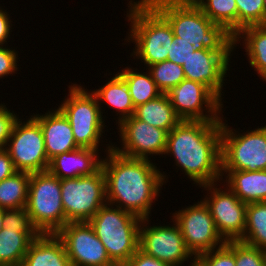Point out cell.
<instances>
[{"label": "cell", "mask_w": 266, "mask_h": 266, "mask_svg": "<svg viewBox=\"0 0 266 266\" xmlns=\"http://www.w3.org/2000/svg\"><path fill=\"white\" fill-rule=\"evenodd\" d=\"M147 1L169 22L179 42L190 43L195 50L235 51L234 36L222 25L212 22L194 2Z\"/></svg>", "instance_id": "obj_3"}, {"label": "cell", "mask_w": 266, "mask_h": 266, "mask_svg": "<svg viewBox=\"0 0 266 266\" xmlns=\"http://www.w3.org/2000/svg\"><path fill=\"white\" fill-rule=\"evenodd\" d=\"M17 170L7 150L0 149V181L12 176Z\"/></svg>", "instance_id": "obj_40"}, {"label": "cell", "mask_w": 266, "mask_h": 266, "mask_svg": "<svg viewBox=\"0 0 266 266\" xmlns=\"http://www.w3.org/2000/svg\"><path fill=\"white\" fill-rule=\"evenodd\" d=\"M245 231L239 240L266 251V201L246 206Z\"/></svg>", "instance_id": "obj_28"}, {"label": "cell", "mask_w": 266, "mask_h": 266, "mask_svg": "<svg viewBox=\"0 0 266 266\" xmlns=\"http://www.w3.org/2000/svg\"><path fill=\"white\" fill-rule=\"evenodd\" d=\"M105 145L107 149L103 152L107 156L102 157L101 168L107 203L142 219L149 218L153 203L168 182V175L161 172L152 159L126 157L112 149L113 143Z\"/></svg>", "instance_id": "obj_1"}, {"label": "cell", "mask_w": 266, "mask_h": 266, "mask_svg": "<svg viewBox=\"0 0 266 266\" xmlns=\"http://www.w3.org/2000/svg\"><path fill=\"white\" fill-rule=\"evenodd\" d=\"M5 103L0 104V149L6 147L7 141L12 133L14 124L19 115L6 107Z\"/></svg>", "instance_id": "obj_34"}, {"label": "cell", "mask_w": 266, "mask_h": 266, "mask_svg": "<svg viewBox=\"0 0 266 266\" xmlns=\"http://www.w3.org/2000/svg\"><path fill=\"white\" fill-rule=\"evenodd\" d=\"M3 225L9 228H35L31 223L26 208L3 209Z\"/></svg>", "instance_id": "obj_36"}, {"label": "cell", "mask_w": 266, "mask_h": 266, "mask_svg": "<svg viewBox=\"0 0 266 266\" xmlns=\"http://www.w3.org/2000/svg\"><path fill=\"white\" fill-rule=\"evenodd\" d=\"M56 235L62 240L71 266L113 263L89 222H69Z\"/></svg>", "instance_id": "obj_16"}, {"label": "cell", "mask_w": 266, "mask_h": 266, "mask_svg": "<svg viewBox=\"0 0 266 266\" xmlns=\"http://www.w3.org/2000/svg\"><path fill=\"white\" fill-rule=\"evenodd\" d=\"M30 117V118H29ZM26 121L18 118L5 149L17 171L29 173L46 171L49 160L40 124L30 115Z\"/></svg>", "instance_id": "obj_10"}, {"label": "cell", "mask_w": 266, "mask_h": 266, "mask_svg": "<svg viewBox=\"0 0 266 266\" xmlns=\"http://www.w3.org/2000/svg\"><path fill=\"white\" fill-rule=\"evenodd\" d=\"M237 6V33L245 27L266 25L263 0H235Z\"/></svg>", "instance_id": "obj_31"}, {"label": "cell", "mask_w": 266, "mask_h": 266, "mask_svg": "<svg viewBox=\"0 0 266 266\" xmlns=\"http://www.w3.org/2000/svg\"><path fill=\"white\" fill-rule=\"evenodd\" d=\"M18 52L10 46H0V79L8 77V75L17 74L19 70ZM18 69V70H17Z\"/></svg>", "instance_id": "obj_35"}, {"label": "cell", "mask_w": 266, "mask_h": 266, "mask_svg": "<svg viewBox=\"0 0 266 266\" xmlns=\"http://www.w3.org/2000/svg\"><path fill=\"white\" fill-rule=\"evenodd\" d=\"M126 266H171L138 249L126 263Z\"/></svg>", "instance_id": "obj_38"}, {"label": "cell", "mask_w": 266, "mask_h": 266, "mask_svg": "<svg viewBox=\"0 0 266 266\" xmlns=\"http://www.w3.org/2000/svg\"><path fill=\"white\" fill-rule=\"evenodd\" d=\"M99 151L79 147L59 154L50 160L47 170L60 180L92 175L101 168L103 158Z\"/></svg>", "instance_id": "obj_19"}, {"label": "cell", "mask_w": 266, "mask_h": 266, "mask_svg": "<svg viewBox=\"0 0 266 266\" xmlns=\"http://www.w3.org/2000/svg\"><path fill=\"white\" fill-rule=\"evenodd\" d=\"M171 217L179 226L185 245L195 258L226 243L218 233L210 210L202 199L176 210Z\"/></svg>", "instance_id": "obj_12"}, {"label": "cell", "mask_w": 266, "mask_h": 266, "mask_svg": "<svg viewBox=\"0 0 266 266\" xmlns=\"http://www.w3.org/2000/svg\"><path fill=\"white\" fill-rule=\"evenodd\" d=\"M166 94L181 120L221 121L224 116L223 102L199 82L185 78Z\"/></svg>", "instance_id": "obj_14"}, {"label": "cell", "mask_w": 266, "mask_h": 266, "mask_svg": "<svg viewBox=\"0 0 266 266\" xmlns=\"http://www.w3.org/2000/svg\"><path fill=\"white\" fill-rule=\"evenodd\" d=\"M221 174L220 184L225 183L245 204L266 201V170H221Z\"/></svg>", "instance_id": "obj_20"}, {"label": "cell", "mask_w": 266, "mask_h": 266, "mask_svg": "<svg viewBox=\"0 0 266 266\" xmlns=\"http://www.w3.org/2000/svg\"><path fill=\"white\" fill-rule=\"evenodd\" d=\"M40 233L36 228H9L0 230V266H21L30 243Z\"/></svg>", "instance_id": "obj_23"}, {"label": "cell", "mask_w": 266, "mask_h": 266, "mask_svg": "<svg viewBox=\"0 0 266 266\" xmlns=\"http://www.w3.org/2000/svg\"><path fill=\"white\" fill-rule=\"evenodd\" d=\"M170 1H191V2H193L195 0H170Z\"/></svg>", "instance_id": "obj_43"}, {"label": "cell", "mask_w": 266, "mask_h": 266, "mask_svg": "<svg viewBox=\"0 0 266 266\" xmlns=\"http://www.w3.org/2000/svg\"><path fill=\"white\" fill-rule=\"evenodd\" d=\"M241 41L250 66L263 81H266V25L242 28L234 36V49L241 45Z\"/></svg>", "instance_id": "obj_24"}, {"label": "cell", "mask_w": 266, "mask_h": 266, "mask_svg": "<svg viewBox=\"0 0 266 266\" xmlns=\"http://www.w3.org/2000/svg\"><path fill=\"white\" fill-rule=\"evenodd\" d=\"M148 219L143 218L139 228L141 251L171 266H184L186 261L191 264L195 262V257L185 245L179 226L172 218V225L169 223L153 226Z\"/></svg>", "instance_id": "obj_11"}, {"label": "cell", "mask_w": 266, "mask_h": 266, "mask_svg": "<svg viewBox=\"0 0 266 266\" xmlns=\"http://www.w3.org/2000/svg\"><path fill=\"white\" fill-rule=\"evenodd\" d=\"M133 116L167 133L181 121L166 93L135 107Z\"/></svg>", "instance_id": "obj_25"}, {"label": "cell", "mask_w": 266, "mask_h": 266, "mask_svg": "<svg viewBox=\"0 0 266 266\" xmlns=\"http://www.w3.org/2000/svg\"><path fill=\"white\" fill-rule=\"evenodd\" d=\"M4 8L0 7V46H7L8 39H10V34L13 32L11 29L12 26V20L10 19V13L6 11Z\"/></svg>", "instance_id": "obj_39"}, {"label": "cell", "mask_w": 266, "mask_h": 266, "mask_svg": "<svg viewBox=\"0 0 266 266\" xmlns=\"http://www.w3.org/2000/svg\"><path fill=\"white\" fill-rule=\"evenodd\" d=\"M236 266H266V251L235 241Z\"/></svg>", "instance_id": "obj_33"}, {"label": "cell", "mask_w": 266, "mask_h": 266, "mask_svg": "<svg viewBox=\"0 0 266 266\" xmlns=\"http://www.w3.org/2000/svg\"><path fill=\"white\" fill-rule=\"evenodd\" d=\"M31 173L17 171L0 181V209L26 208Z\"/></svg>", "instance_id": "obj_27"}, {"label": "cell", "mask_w": 266, "mask_h": 266, "mask_svg": "<svg viewBox=\"0 0 266 266\" xmlns=\"http://www.w3.org/2000/svg\"><path fill=\"white\" fill-rule=\"evenodd\" d=\"M61 199L67 222H88L107 203L103 169L89 176L61 179Z\"/></svg>", "instance_id": "obj_9"}, {"label": "cell", "mask_w": 266, "mask_h": 266, "mask_svg": "<svg viewBox=\"0 0 266 266\" xmlns=\"http://www.w3.org/2000/svg\"><path fill=\"white\" fill-rule=\"evenodd\" d=\"M193 2L212 22L222 25L233 36L237 34L235 0H195Z\"/></svg>", "instance_id": "obj_29"}, {"label": "cell", "mask_w": 266, "mask_h": 266, "mask_svg": "<svg viewBox=\"0 0 266 266\" xmlns=\"http://www.w3.org/2000/svg\"><path fill=\"white\" fill-rule=\"evenodd\" d=\"M147 69L162 93H167L185 79L183 67L169 60L150 65Z\"/></svg>", "instance_id": "obj_30"}, {"label": "cell", "mask_w": 266, "mask_h": 266, "mask_svg": "<svg viewBox=\"0 0 266 266\" xmlns=\"http://www.w3.org/2000/svg\"><path fill=\"white\" fill-rule=\"evenodd\" d=\"M26 210L40 234H56L68 223L61 199V180L48 170L31 173Z\"/></svg>", "instance_id": "obj_7"}, {"label": "cell", "mask_w": 266, "mask_h": 266, "mask_svg": "<svg viewBox=\"0 0 266 266\" xmlns=\"http://www.w3.org/2000/svg\"><path fill=\"white\" fill-rule=\"evenodd\" d=\"M195 262L199 266H236L235 241H226L219 248L199 254Z\"/></svg>", "instance_id": "obj_32"}, {"label": "cell", "mask_w": 266, "mask_h": 266, "mask_svg": "<svg viewBox=\"0 0 266 266\" xmlns=\"http://www.w3.org/2000/svg\"><path fill=\"white\" fill-rule=\"evenodd\" d=\"M165 154L195 186L221 182V121L181 120L167 134Z\"/></svg>", "instance_id": "obj_2"}, {"label": "cell", "mask_w": 266, "mask_h": 266, "mask_svg": "<svg viewBox=\"0 0 266 266\" xmlns=\"http://www.w3.org/2000/svg\"><path fill=\"white\" fill-rule=\"evenodd\" d=\"M171 49L168 52L167 60L172 61L178 65H183L187 58L195 51L192 44L186 42H179L178 37H174L171 43Z\"/></svg>", "instance_id": "obj_37"}, {"label": "cell", "mask_w": 266, "mask_h": 266, "mask_svg": "<svg viewBox=\"0 0 266 266\" xmlns=\"http://www.w3.org/2000/svg\"><path fill=\"white\" fill-rule=\"evenodd\" d=\"M108 82L105 85H102L98 89L91 90V92L96 96L98 103L100 105V110L103 116V105L104 103L107 105V108H113L116 110V115L118 120H116V124L120 123L125 118L131 117L134 114L135 107L131 100V95L129 93L128 87L125 83V80L118 74L110 79L108 78ZM102 105V106H101ZM118 112V113H117Z\"/></svg>", "instance_id": "obj_22"}, {"label": "cell", "mask_w": 266, "mask_h": 266, "mask_svg": "<svg viewBox=\"0 0 266 266\" xmlns=\"http://www.w3.org/2000/svg\"><path fill=\"white\" fill-rule=\"evenodd\" d=\"M263 2H264L265 10H266V0H263Z\"/></svg>", "instance_id": "obj_45"}, {"label": "cell", "mask_w": 266, "mask_h": 266, "mask_svg": "<svg viewBox=\"0 0 266 266\" xmlns=\"http://www.w3.org/2000/svg\"><path fill=\"white\" fill-rule=\"evenodd\" d=\"M218 183L220 182L200 186L207 191L202 200L208 206L222 238L225 241H239L245 231L247 204L241 201L225 183L222 189L218 188L221 186Z\"/></svg>", "instance_id": "obj_13"}, {"label": "cell", "mask_w": 266, "mask_h": 266, "mask_svg": "<svg viewBox=\"0 0 266 266\" xmlns=\"http://www.w3.org/2000/svg\"><path fill=\"white\" fill-rule=\"evenodd\" d=\"M72 84L58 109L69 121L76 144L81 148L99 150L107 127L106 116H102L98 100L91 91L81 84Z\"/></svg>", "instance_id": "obj_6"}, {"label": "cell", "mask_w": 266, "mask_h": 266, "mask_svg": "<svg viewBox=\"0 0 266 266\" xmlns=\"http://www.w3.org/2000/svg\"><path fill=\"white\" fill-rule=\"evenodd\" d=\"M231 53L195 50L182 65L185 78L205 85L222 102L223 84L233 56Z\"/></svg>", "instance_id": "obj_17"}, {"label": "cell", "mask_w": 266, "mask_h": 266, "mask_svg": "<svg viewBox=\"0 0 266 266\" xmlns=\"http://www.w3.org/2000/svg\"><path fill=\"white\" fill-rule=\"evenodd\" d=\"M138 71V68L132 69V66L125 67L122 71H117L125 80L134 107L145 104L162 94L148 70L146 72Z\"/></svg>", "instance_id": "obj_26"}, {"label": "cell", "mask_w": 266, "mask_h": 266, "mask_svg": "<svg viewBox=\"0 0 266 266\" xmlns=\"http://www.w3.org/2000/svg\"><path fill=\"white\" fill-rule=\"evenodd\" d=\"M31 116L40 124L49 161L59 154L79 148L69 121L58 108Z\"/></svg>", "instance_id": "obj_18"}, {"label": "cell", "mask_w": 266, "mask_h": 266, "mask_svg": "<svg viewBox=\"0 0 266 266\" xmlns=\"http://www.w3.org/2000/svg\"><path fill=\"white\" fill-rule=\"evenodd\" d=\"M225 118H221V170H266V125L240 133Z\"/></svg>", "instance_id": "obj_8"}, {"label": "cell", "mask_w": 266, "mask_h": 266, "mask_svg": "<svg viewBox=\"0 0 266 266\" xmlns=\"http://www.w3.org/2000/svg\"><path fill=\"white\" fill-rule=\"evenodd\" d=\"M104 266H126L125 263H119V262H113L109 265H104Z\"/></svg>", "instance_id": "obj_42"}, {"label": "cell", "mask_w": 266, "mask_h": 266, "mask_svg": "<svg viewBox=\"0 0 266 266\" xmlns=\"http://www.w3.org/2000/svg\"><path fill=\"white\" fill-rule=\"evenodd\" d=\"M188 266H199L196 262H194L193 264H189Z\"/></svg>", "instance_id": "obj_44"}, {"label": "cell", "mask_w": 266, "mask_h": 266, "mask_svg": "<svg viewBox=\"0 0 266 266\" xmlns=\"http://www.w3.org/2000/svg\"><path fill=\"white\" fill-rule=\"evenodd\" d=\"M142 218L106 203L88 221L113 262L127 263L139 249Z\"/></svg>", "instance_id": "obj_5"}, {"label": "cell", "mask_w": 266, "mask_h": 266, "mask_svg": "<svg viewBox=\"0 0 266 266\" xmlns=\"http://www.w3.org/2000/svg\"><path fill=\"white\" fill-rule=\"evenodd\" d=\"M126 18L129 33L125 42H133L131 57L141 60L147 68L167 60L174 33L169 22L147 1L130 0Z\"/></svg>", "instance_id": "obj_4"}, {"label": "cell", "mask_w": 266, "mask_h": 266, "mask_svg": "<svg viewBox=\"0 0 266 266\" xmlns=\"http://www.w3.org/2000/svg\"><path fill=\"white\" fill-rule=\"evenodd\" d=\"M21 266H71L62 240L56 234H39L28 247Z\"/></svg>", "instance_id": "obj_21"}, {"label": "cell", "mask_w": 266, "mask_h": 266, "mask_svg": "<svg viewBox=\"0 0 266 266\" xmlns=\"http://www.w3.org/2000/svg\"><path fill=\"white\" fill-rule=\"evenodd\" d=\"M121 147L112 145L117 153L138 159H148L156 155H164L167 132L143 122L134 116L125 118L117 125ZM150 156V157H149Z\"/></svg>", "instance_id": "obj_15"}, {"label": "cell", "mask_w": 266, "mask_h": 266, "mask_svg": "<svg viewBox=\"0 0 266 266\" xmlns=\"http://www.w3.org/2000/svg\"><path fill=\"white\" fill-rule=\"evenodd\" d=\"M3 227V209H0V230H2Z\"/></svg>", "instance_id": "obj_41"}]
</instances>
